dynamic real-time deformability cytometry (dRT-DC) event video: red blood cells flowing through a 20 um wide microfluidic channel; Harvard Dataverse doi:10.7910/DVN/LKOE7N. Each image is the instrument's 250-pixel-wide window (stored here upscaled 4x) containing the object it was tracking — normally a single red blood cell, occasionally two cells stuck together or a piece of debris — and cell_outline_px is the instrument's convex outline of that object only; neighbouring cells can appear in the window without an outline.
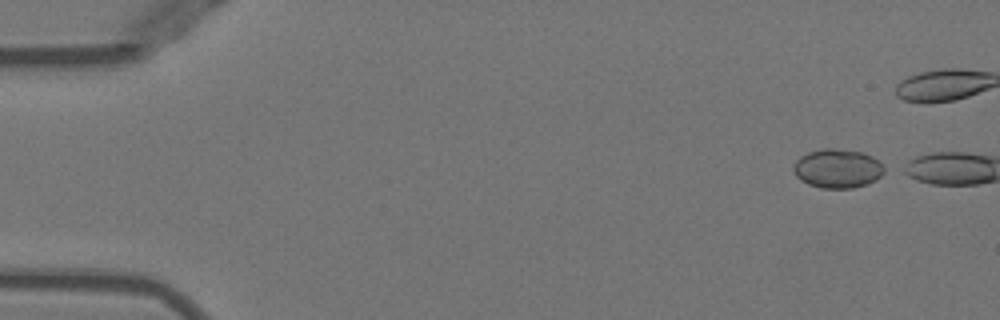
{"species": "Egyptian fruit bat (a non-hibernating species)", "species_latin": "Rousettus aegyptiacus", "temperature_condition": "warm", "stored_images_in_passage": 3, "camera_frame_rate_fps": 3000, "um_per_image_px": 0.085, "animal": {"sex": "female"}, "frame": {"image": 1, "passage_image": 1, "time_ms": 0.0, "image_size_px": [1000, 320], "cell_outline_px": [[888, 172], [876, 180], [868, 184], [852, 188], [820, 188], [808, 184], [800, 180], [796, 176], [792, 168], [796, 160], [800, 156], [808, 152], [824, 148], [832, 148], [864, 152], [872, 156]], "centroid_in_image_um": [71.2, 14.33], "position_along_channel_um": 13.8, "area_um2": 20.87}}